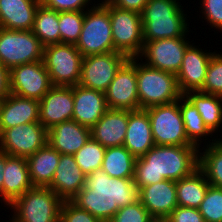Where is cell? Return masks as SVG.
<instances>
[{
  "label": "cell",
  "instance_id": "obj_1",
  "mask_svg": "<svg viewBox=\"0 0 222 222\" xmlns=\"http://www.w3.org/2000/svg\"><path fill=\"white\" fill-rule=\"evenodd\" d=\"M138 200L139 189L134 179L112 178L97 169L86 175L84 187L71 201L101 222H109L120 207Z\"/></svg>",
  "mask_w": 222,
  "mask_h": 222
},
{
  "label": "cell",
  "instance_id": "obj_2",
  "mask_svg": "<svg viewBox=\"0 0 222 222\" xmlns=\"http://www.w3.org/2000/svg\"><path fill=\"white\" fill-rule=\"evenodd\" d=\"M196 146L154 145L144 156L136 158L134 182L138 189L163 180L178 181L199 167Z\"/></svg>",
  "mask_w": 222,
  "mask_h": 222
},
{
  "label": "cell",
  "instance_id": "obj_3",
  "mask_svg": "<svg viewBox=\"0 0 222 222\" xmlns=\"http://www.w3.org/2000/svg\"><path fill=\"white\" fill-rule=\"evenodd\" d=\"M178 1L148 0L141 13L144 41L188 35V15Z\"/></svg>",
  "mask_w": 222,
  "mask_h": 222
},
{
  "label": "cell",
  "instance_id": "obj_4",
  "mask_svg": "<svg viewBox=\"0 0 222 222\" xmlns=\"http://www.w3.org/2000/svg\"><path fill=\"white\" fill-rule=\"evenodd\" d=\"M136 76L139 109L170 104L183 96L175 74L139 63L137 57Z\"/></svg>",
  "mask_w": 222,
  "mask_h": 222
},
{
  "label": "cell",
  "instance_id": "obj_5",
  "mask_svg": "<svg viewBox=\"0 0 222 222\" xmlns=\"http://www.w3.org/2000/svg\"><path fill=\"white\" fill-rule=\"evenodd\" d=\"M62 203L50 188L33 186L8 206L14 214L7 222H59Z\"/></svg>",
  "mask_w": 222,
  "mask_h": 222
},
{
  "label": "cell",
  "instance_id": "obj_6",
  "mask_svg": "<svg viewBox=\"0 0 222 222\" xmlns=\"http://www.w3.org/2000/svg\"><path fill=\"white\" fill-rule=\"evenodd\" d=\"M76 48L83 57L114 51L109 9L94 3L85 11L84 22Z\"/></svg>",
  "mask_w": 222,
  "mask_h": 222
},
{
  "label": "cell",
  "instance_id": "obj_7",
  "mask_svg": "<svg viewBox=\"0 0 222 222\" xmlns=\"http://www.w3.org/2000/svg\"><path fill=\"white\" fill-rule=\"evenodd\" d=\"M102 3L109 9L114 51L137 57L144 44L141 14L115 7L110 1Z\"/></svg>",
  "mask_w": 222,
  "mask_h": 222
},
{
  "label": "cell",
  "instance_id": "obj_8",
  "mask_svg": "<svg viewBox=\"0 0 222 222\" xmlns=\"http://www.w3.org/2000/svg\"><path fill=\"white\" fill-rule=\"evenodd\" d=\"M44 46L31 30L0 28V63L12 67L43 61Z\"/></svg>",
  "mask_w": 222,
  "mask_h": 222
},
{
  "label": "cell",
  "instance_id": "obj_9",
  "mask_svg": "<svg viewBox=\"0 0 222 222\" xmlns=\"http://www.w3.org/2000/svg\"><path fill=\"white\" fill-rule=\"evenodd\" d=\"M83 56L73 44L44 47L43 62L53 86H75L81 77Z\"/></svg>",
  "mask_w": 222,
  "mask_h": 222
},
{
  "label": "cell",
  "instance_id": "obj_10",
  "mask_svg": "<svg viewBox=\"0 0 222 222\" xmlns=\"http://www.w3.org/2000/svg\"><path fill=\"white\" fill-rule=\"evenodd\" d=\"M155 145L194 146L186 136L179 100L145 109Z\"/></svg>",
  "mask_w": 222,
  "mask_h": 222
},
{
  "label": "cell",
  "instance_id": "obj_11",
  "mask_svg": "<svg viewBox=\"0 0 222 222\" xmlns=\"http://www.w3.org/2000/svg\"><path fill=\"white\" fill-rule=\"evenodd\" d=\"M187 36L144 41L141 53L137 56L144 64L177 75L183 57L191 42ZM142 57V58H141ZM145 59V62L142 61Z\"/></svg>",
  "mask_w": 222,
  "mask_h": 222
},
{
  "label": "cell",
  "instance_id": "obj_12",
  "mask_svg": "<svg viewBox=\"0 0 222 222\" xmlns=\"http://www.w3.org/2000/svg\"><path fill=\"white\" fill-rule=\"evenodd\" d=\"M48 143V130L40 122L26 123L0 133V151L29 157Z\"/></svg>",
  "mask_w": 222,
  "mask_h": 222
},
{
  "label": "cell",
  "instance_id": "obj_13",
  "mask_svg": "<svg viewBox=\"0 0 222 222\" xmlns=\"http://www.w3.org/2000/svg\"><path fill=\"white\" fill-rule=\"evenodd\" d=\"M128 57L118 51L83 57L79 85L105 92Z\"/></svg>",
  "mask_w": 222,
  "mask_h": 222
},
{
  "label": "cell",
  "instance_id": "obj_14",
  "mask_svg": "<svg viewBox=\"0 0 222 222\" xmlns=\"http://www.w3.org/2000/svg\"><path fill=\"white\" fill-rule=\"evenodd\" d=\"M43 61L22 64L9 70L10 93L40 101L52 87Z\"/></svg>",
  "mask_w": 222,
  "mask_h": 222
},
{
  "label": "cell",
  "instance_id": "obj_15",
  "mask_svg": "<svg viewBox=\"0 0 222 222\" xmlns=\"http://www.w3.org/2000/svg\"><path fill=\"white\" fill-rule=\"evenodd\" d=\"M104 93L108 109L139 110L136 57L122 64Z\"/></svg>",
  "mask_w": 222,
  "mask_h": 222
},
{
  "label": "cell",
  "instance_id": "obj_16",
  "mask_svg": "<svg viewBox=\"0 0 222 222\" xmlns=\"http://www.w3.org/2000/svg\"><path fill=\"white\" fill-rule=\"evenodd\" d=\"M73 111V86H52L39 101V122L48 130L72 120Z\"/></svg>",
  "mask_w": 222,
  "mask_h": 222
},
{
  "label": "cell",
  "instance_id": "obj_17",
  "mask_svg": "<svg viewBox=\"0 0 222 222\" xmlns=\"http://www.w3.org/2000/svg\"><path fill=\"white\" fill-rule=\"evenodd\" d=\"M214 52L197 48L192 43L185 51L182 65L176 77L181 93L200 91L203 87L207 69Z\"/></svg>",
  "mask_w": 222,
  "mask_h": 222
},
{
  "label": "cell",
  "instance_id": "obj_18",
  "mask_svg": "<svg viewBox=\"0 0 222 222\" xmlns=\"http://www.w3.org/2000/svg\"><path fill=\"white\" fill-rule=\"evenodd\" d=\"M74 111L72 120L92 128L108 110L105 93L77 84L73 86Z\"/></svg>",
  "mask_w": 222,
  "mask_h": 222
},
{
  "label": "cell",
  "instance_id": "obj_19",
  "mask_svg": "<svg viewBox=\"0 0 222 222\" xmlns=\"http://www.w3.org/2000/svg\"><path fill=\"white\" fill-rule=\"evenodd\" d=\"M139 200L153 218H166L178 206L176 181L163 180L142 187Z\"/></svg>",
  "mask_w": 222,
  "mask_h": 222
},
{
  "label": "cell",
  "instance_id": "obj_20",
  "mask_svg": "<svg viewBox=\"0 0 222 222\" xmlns=\"http://www.w3.org/2000/svg\"><path fill=\"white\" fill-rule=\"evenodd\" d=\"M85 177L74 155L61 154L54 178L48 188L63 201L72 200L84 187Z\"/></svg>",
  "mask_w": 222,
  "mask_h": 222
},
{
  "label": "cell",
  "instance_id": "obj_21",
  "mask_svg": "<svg viewBox=\"0 0 222 222\" xmlns=\"http://www.w3.org/2000/svg\"><path fill=\"white\" fill-rule=\"evenodd\" d=\"M129 110L108 109L91 128V137L105 148L124 144Z\"/></svg>",
  "mask_w": 222,
  "mask_h": 222
},
{
  "label": "cell",
  "instance_id": "obj_22",
  "mask_svg": "<svg viewBox=\"0 0 222 222\" xmlns=\"http://www.w3.org/2000/svg\"><path fill=\"white\" fill-rule=\"evenodd\" d=\"M91 138V129L74 120L65 121L48 129V144L60 154L74 155Z\"/></svg>",
  "mask_w": 222,
  "mask_h": 222
},
{
  "label": "cell",
  "instance_id": "obj_23",
  "mask_svg": "<svg viewBox=\"0 0 222 222\" xmlns=\"http://www.w3.org/2000/svg\"><path fill=\"white\" fill-rule=\"evenodd\" d=\"M39 122V101L10 93L1 102L0 133L26 123Z\"/></svg>",
  "mask_w": 222,
  "mask_h": 222
},
{
  "label": "cell",
  "instance_id": "obj_24",
  "mask_svg": "<svg viewBox=\"0 0 222 222\" xmlns=\"http://www.w3.org/2000/svg\"><path fill=\"white\" fill-rule=\"evenodd\" d=\"M155 145L151 123L145 109L129 111L127 132L123 146L135 157L144 156Z\"/></svg>",
  "mask_w": 222,
  "mask_h": 222
},
{
  "label": "cell",
  "instance_id": "obj_25",
  "mask_svg": "<svg viewBox=\"0 0 222 222\" xmlns=\"http://www.w3.org/2000/svg\"><path fill=\"white\" fill-rule=\"evenodd\" d=\"M3 175V202L7 206L33 187L25 157L10 156L6 153Z\"/></svg>",
  "mask_w": 222,
  "mask_h": 222
},
{
  "label": "cell",
  "instance_id": "obj_26",
  "mask_svg": "<svg viewBox=\"0 0 222 222\" xmlns=\"http://www.w3.org/2000/svg\"><path fill=\"white\" fill-rule=\"evenodd\" d=\"M40 0H0V28L32 30Z\"/></svg>",
  "mask_w": 222,
  "mask_h": 222
},
{
  "label": "cell",
  "instance_id": "obj_27",
  "mask_svg": "<svg viewBox=\"0 0 222 222\" xmlns=\"http://www.w3.org/2000/svg\"><path fill=\"white\" fill-rule=\"evenodd\" d=\"M61 154L48 143L27 157L30 180L33 186L48 187L59 164Z\"/></svg>",
  "mask_w": 222,
  "mask_h": 222
},
{
  "label": "cell",
  "instance_id": "obj_28",
  "mask_svg": "<svg viewBox=\"0 0 222 222\" xmlns=\"http://www.w3.org/2000/svg\"><path fill=\"white\" fill-rule=\"evenodd\" d=\"M184 96L197 108L208 129L214 134L220 132L222 127V96L200 91H189Z\"/></svg>",
  "mask_w": 222,
  "mask_h": 222
},
{
  "label": "cell",
  "instance_id": "obj_29",
  "mask_svg": "<svg viewBox=\"0 0 222 222\" xmlns=\"http://www.w3.org/2000/svg\"><path fill=\"white\" fill-rule=\"evenodd\" d=\"M209 185L205 175L199 168L192 174L176 181L178 206L198 209Z\"/></svg>",
  "mask_w": 222,
  "mask_h": 222
},
{
  "label": "cell",
  "instance_id": "obj_30",
  "mask_svg": "<svg viewBox=\"0 0 222 222\" xmlns=\"http://www.w3.org/2000/svg\"><path fill=\"white\" fill-rule=\"evenodd\" d=\"M208 143L199 150L198 168L210 185L222 188V139L215 138Z\"/></svg>",
  "mask_w": 222,
  "mask_h": 222
},
{
  "label": "cell",
  "instance_id": "obj_31",
  "mask_svg": "<svg viewBox=\"0 0 222 222\" xmlns=\"http://www.w3.org/2000/svg\"><path fill=\"white\" fill-rule=\"evenodd\" d=\"M136 158L122 145L106 148L102 170L112 178L133 179Z\"/></svg>",
  "mask_w": 222,
  "mask_h": 222
},
{
  "label": "cell",
  "instance_id": "obj_32",
  "mask_svg": "<svg viewBox=\"0 0 222 222\" xmlns=\"http://www.w3.org/2000/svg\"><path fill=\"white\" fill-rule=\"evenodd\" d=\"M31 31L38 37L44 47L61 43L59 12L40 4Z\"/></svg>",
  "mask_w": 222,
  "mask_h": 222
},
{
  "label": "cell",
  "instance_id": "obj_33",
  "mask_svg": "<svg viewBox=\"0 0 222 222\" xmlns=\"http://www.w3.org/2000/svg\"><path fill=\"white\" fill-rule=\"evenodd\" d=\"M179 107L188 140L194 146L201 149L200 145L203 141H201L200 139L206 138L210 135V138H212L213 133L205 125L197 108L192 105V103L184 95L179 99Z\"/></svg>",
  "mask_w": 222,
  "mask_h": 222
},
{
  "label": "cell",
  "instance_id": "obj_34",
  "mask_svg": "<svg viewBox=\"0 0 222 222\" xmlns=\"http://www.w3.org/2000/svg\"><path fill=\"white\" fill-rule=\"evenodd\" d=\"M105 151L106 148L91 137L85 145L74 154L75 161L85 176L102 168Z\"/></svg>",
  "mask_w": 222,
  "mask_h": 222
},
{
  "label": "cell",
  "instance_id": "obj_35",
  "mask_svg": "<svg viewBox=\"0 0 222 222\" xmlns=\"http://www.w3.org/2000/svg\"><path fill=\"white\" fill-rule=\"evenodd\" d=\"M84 17L85 11L59 12L61 43L76 45L82 30Z\"/></svg>",
  "mask_w": 222,
  "mask_h": 222
},
{
  "label": "cell",
  "instance_id": "obj_36",
  "mask_svg": "<svg viewBox=\"0 0 222 222\" xmlns=\"http://www.w3.org/2000/svg\"><path fill=\"white\" fill-rule=\"evenodd\" d=\"M198 210L205 222H222V188L209 185Z\"/></svg>",
  "mask_w": 222,
  "mask_h": 222
},
{
  "label": "cell",
  "instance_id": "obj_37",
  "mask_svg": "<svg viewBox=\"0 0 222 222\" xmlns=\"http://www.w3.org/2000/svg\"><path fill=\"white\" fill-rule=\"evenodd\" d=\"M219 53L215 52L210 59L205 81L200 90L202 93L222 96V54Z\"/></svg>",
  "mask_w": 222,
  "mask_h": 222
},
{
  "label": "cell",
  "instance_id": "obj_38",
  "mask_svg": "<svg viewBox=\"0 0 222 222\" xmlns=\"http://www.w3.org/2000/svg\"><path fill=\"white\" fill-rule=\"evenodd\" d=\"M153 219L138 200L133 204L120 207L109 222H152Z\"/></svg>",
  "mask_w": 222,
  "mask_h": 222
},
{
  "label": "cell",
  "instance_id": "obj_39",
  "mask_svg": "<svg viewBox=\"0 0 222 222\" xmlns=\"http://www.w3.org/2000/svg\"><path fill=\"white\" fill-rule=\"evenodd\" d=\"M59 222H101L87 210L79 208L71 200H65L60 209Z\"/></svg>",
  "mask_w": 222,
  "mask_h": 222
},
{
  "label": "cell",
  "instance_id": "obj_40",
  "mask_svg": "<svg viewBox=\"0 0 222 222\" xmlns=\"http://www.w3.org/2000/svg\"><path fill=\"white\" fill-rule=\"evenodd\" d=\"M202 18L213 28L222 31V0H200Z\"/></svg>",
  "mask_w": 222,
  "mask_h": 222
},
{
  "label": "cell",
  "instance_id": "obj_41",
  "mask_svg": "<svg viewBox=\"0 0 222 222\" xmlns=\"http://www.w3.org/2000/svg\"><path fill=\"white\" fill-rule=\"evenodd\" d=\"M40 1L41 4L46 8L55 10L57 12L86 11L89 9V4L90 5L93 4L91 0H40Z\"/></svg>",
  "mask_w": 222,
  "mask_h": 222
},
{
  "label": "cell",
  "instance_id": "obj_42",
  "mask_svg": "<svg viewBox=\"0 0 222 222\" xmlns=\"http://www.w3.org/2000/svg\"><path fill=\"white\" fill-rule=\"evenodd\" d=\"M170 222H205L198 209L177 206L167 217Z\"/></svg>",
  "mask_w": 222,
  "mask_h": 222
},
{
  "label": "cell",
  "instance_id": "obj_43",
  "mask_svg": "<svg viewBox=\"0 0 222 222\" xmlns=\"http://www.w3.org/2000/svg\"><path fill=\"white\" fill-rule=\"evenodd\" d=\"M110 2L118 8L142 13L148 0H110Z\"/></svg>",
  "mask_w": 222,
  "mask_h": 222
},
{
  "label": "cell",
  "instance_id": "obj_44",
  "mask_svg": "<svg viewBox=\"0 0 222 222\" xmlns=\"http://www.w3.org/2000/svg\"><path fill=\"white\" fill-rule=\"evenodd\" d=\"M9 94V70L0 63V101Z\"/></svg>",
  "mask_w": 222,
  "mask_h": 222
},
{
  "label": "cell",
  "instance_id": "obj_45",
  "mask_svg": "<svg viewBox=\"0 0 222 222\" xmlns=\"http://www.w3.org/2000/svg\"><path fill=\"white\" fill-rule=\"evenodd\" d=\"M5 163H6V153L0 151V198H2L3 201V181H4V175L3 171L5 168Z\"/></svg>",
  "mask_w": 222,
  "mask_h": 222
},
{
  "label": "cell",
  "instance_id": "obj_46",
  "mask_svg": "<svg viewBox=\"0 0 222 222\" xmlns=\"http://www.w3.org/2000/svg\"><path fill=\"white\" fill-rule=\"evenodd\" d=\"M152 222H170L167 218H154Z\"/></svg>",
  "mask_w": 222,
  "mask_h": 222
},
{
  "label": "cell",
  "instance_id": "obj_47",
  "mask_svg": "<svg viewBox=\"0 0 222 222\" xmlns=\"http://www.w3.org/2000/svg\"><path fill=\"white\" fill-rule=\"evenodd\" d=\"M109 1H110V0H103V1H101V3H102V2H109Z\"/></svg>",
  "mask_w": 222,
  "mask_h": 222
}]
</instances>
